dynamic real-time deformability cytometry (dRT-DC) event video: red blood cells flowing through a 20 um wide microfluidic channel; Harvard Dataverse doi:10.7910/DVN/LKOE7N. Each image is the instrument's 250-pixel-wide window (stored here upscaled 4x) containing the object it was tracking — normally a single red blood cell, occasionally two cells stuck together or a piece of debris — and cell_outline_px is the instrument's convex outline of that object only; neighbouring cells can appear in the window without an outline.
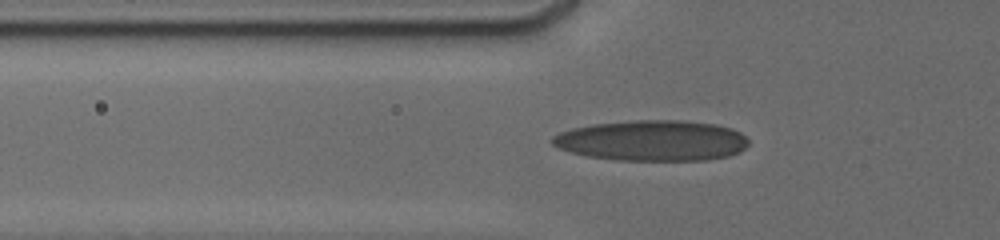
{"species": "human", "species_latin": "Homo sapiens", "temperature_condition": "cold", "stored_images_in_passage": 66, "camera_frame_rate_fps": 3000, "um_per_image_px": 0.085, "donor": {"sex": "male"}, "frame": {"image": 1, "passage_image": 25, "time_ms": 6.333, "image_size_px": [1000, 240], "cell_outline_px": [[748, 144], [740, 152], [728, 156], [708, 160], [616, 160], [588, 156], [572, 152], [560, 148], [552, 144], [548, 140], [552, 136], [560, 132], [572, 128], [592, 124], [636, 120], [680, 120], [716, 124], [732, 128], [740, 132], [748, 140]], "centroid_in_image_um": [55.43, 11.94], "position_along_channel_um": 70.4, "area_um2": 46.59}}
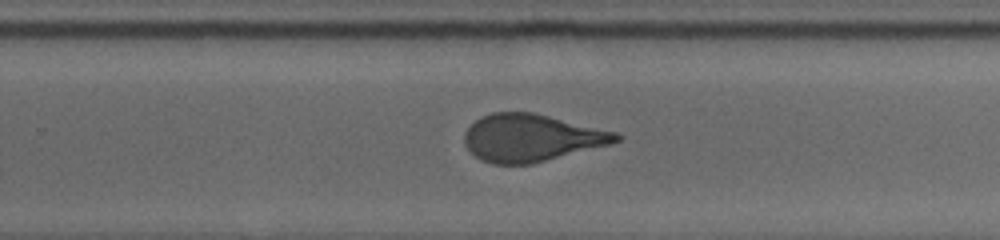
{"frame": {"image": 2, "passage_image": 47, "time_ms": 12.0, "image_size_px": [1000, 240], "cell_outline_px": [[624, 136], [620, 140], [612, 144], [532, 164], [492, 164], [480, 160], [468, 148], [464, 140], [464, 136], [468, 128], [480, 116], [492, 112], [532, 112], [616, 132]], "centroid_in_image_um": [45.18, 11.72], "position_along_channel_um": 284.6, "area_um2": 41.73}}
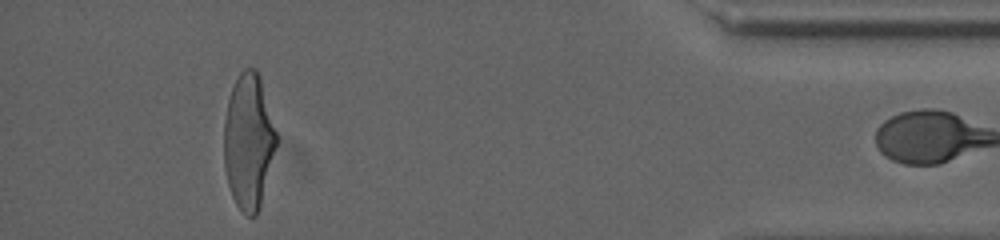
{"frame": {"image": 3, "passage_image": 65, "time_ms": 16.667, "image_size_px": [1000, 240], "cell_outline_px": [[276, 144], [260, 208], [256, 216], [248, 216], [236, 204], [232, 196], [228, 184], [224, 168], [224, 120], [228, 100], [232, 88], [240, 72], [244, 68], [256, 68], [260, 76], [276, 132]], "centroid_in_image_um": [21.11, 12.02], "position_along_channel_um": 414.1, "area_um2": 40.98}}